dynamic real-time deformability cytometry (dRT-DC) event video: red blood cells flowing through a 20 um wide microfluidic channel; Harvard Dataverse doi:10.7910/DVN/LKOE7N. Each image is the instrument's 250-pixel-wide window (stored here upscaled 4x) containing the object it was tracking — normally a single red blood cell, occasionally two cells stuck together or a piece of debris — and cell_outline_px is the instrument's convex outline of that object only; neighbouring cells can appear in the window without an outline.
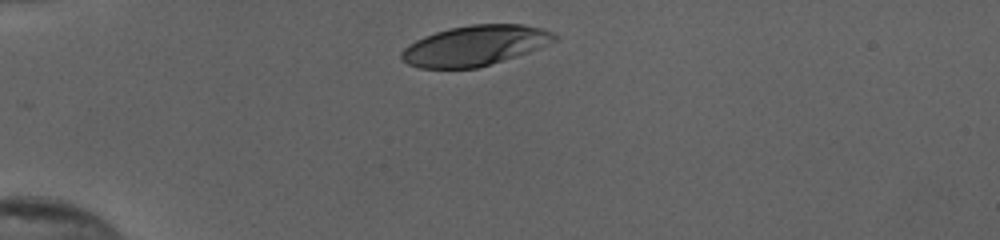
{"species": "human", "species_latin": "Homo sapiens", "temperature_condition": "cold", "stored_images_in_passage": 31, "camera_frame_rate_fps": 3000, "um_per_image_px": 0.085, "donor": {"sex": "female"}, "frame": {"image": 1, "passage_image": 1, "time_ms": 0.0, "image_size_px": [1000, 240], "cell_outline_px": [[560, 36], [556, 40], [528, 52], [516, 56], [476, 68], [420, 68], [408, 64], [400, 60], [400, 52], [404, 48], [416, 40], [424, 36], [448, 28], [472, 24], [520, 24], [540, 28], [552, 32]], "centroid_in_image_um": [40.34, 3.87], "position_along_channel_um": 44.7, "area_um2": 35.66}}
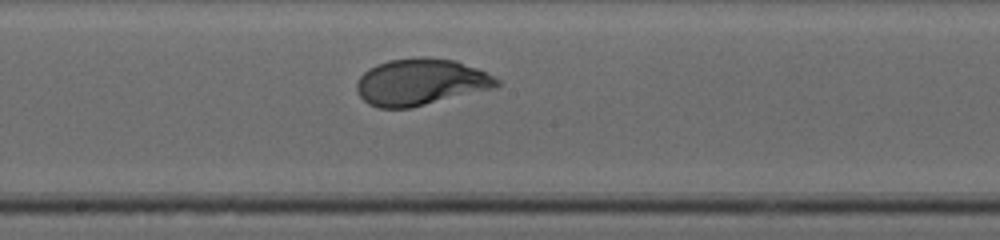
{"frame": {"image": 2, "passage_image": 17, "time_ms": 5.333, "image_size_px": [1000, 240], "cell_outline_px": [[500, 84], [496, 88], [412, 108], [380, 108], [368, 104], [360, 96], [356, 88], [356, 84], [360, 76], [368, 68], [376, 64], [388, 60], [420, 56], [424, 56], [456, 60], [476, 68], [500, 80]], "centroid_in_image_um": [35.76, 6.97], "position_along_channel_um": 212.4, "area_um2": 38.38}}
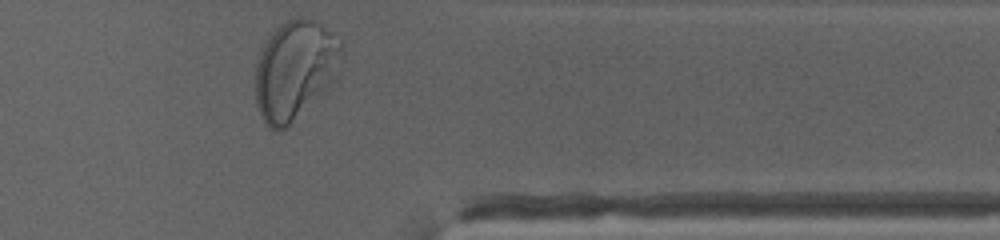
{"frame": {"image": 3, "passage_image": 31, "time_ms": 10.0, "image_size_px": [1000, 240], "cell_outline_px": [[340, 76], [288, 128], [280, 132], [276, 132], [268, 128], [256, 104], [256, 64], [260, 52], [272, 32], [280, 24], [288, 20], [312, 20], [320, 24], [332, 32], [340, 44]], "centroid_in_image_um": [25.07, 6.03], "position_along_channel_um": 386.3, "area_um2": 49.65}, "authors_computed_cell_mechanics": {"area_um2": 37.6856, "velocity_mm_per_s": 3.8518, "shape_relaxation_time_tau1_ms": 3.1026, "shape_relaxation_time_tau2_ms": null, "deformation_change_tau1": 0.1984, "deformation_change_tau2": null}}